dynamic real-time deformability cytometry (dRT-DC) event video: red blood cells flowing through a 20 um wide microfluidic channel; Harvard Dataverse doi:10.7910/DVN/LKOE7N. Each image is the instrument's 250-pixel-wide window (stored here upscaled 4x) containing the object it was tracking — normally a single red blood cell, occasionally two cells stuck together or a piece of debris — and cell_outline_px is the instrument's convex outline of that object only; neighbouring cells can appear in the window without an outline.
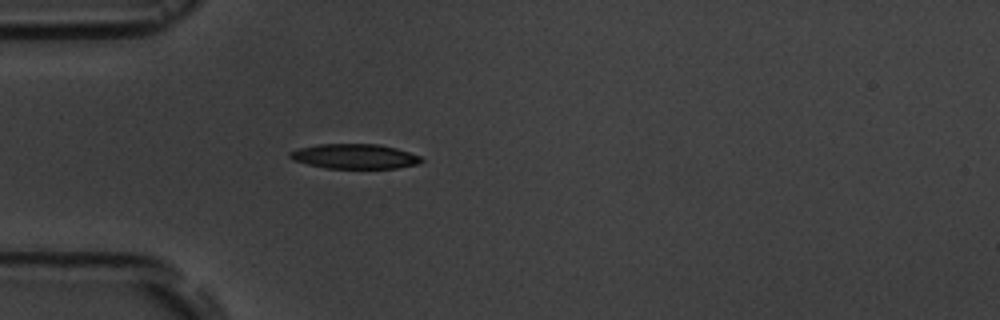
{"species": "common noctule bat (a hibernating species)", "species_latin": "Nyctalus noctula", "temperature_condition": "room temperature", "stored_images_in_passage": 1, "camera_frame_rate_fps": 3000, "um_per_image_px": 0.085, "animal": {"sex": "male", "body_mass_g": 19.5, "forearm_length_mm": 54.6}, "frame": {"image": 1, "passage_image": 1, "time_ms": 0.0, "image_size_px": [1000, 320], "cell_outline_px": [[424, 160], [416, 164], [396, 168], [328, 168], [308, 164], [292, 160], [288, 156], [288, 152], [300, 148], [320, 144], [380, 144], [396, 148], [420, 156]], "centroid_in_image_um": [30.12, 13.28], "position_along_channel_um": 54.9, "area_um2": 18.84}}